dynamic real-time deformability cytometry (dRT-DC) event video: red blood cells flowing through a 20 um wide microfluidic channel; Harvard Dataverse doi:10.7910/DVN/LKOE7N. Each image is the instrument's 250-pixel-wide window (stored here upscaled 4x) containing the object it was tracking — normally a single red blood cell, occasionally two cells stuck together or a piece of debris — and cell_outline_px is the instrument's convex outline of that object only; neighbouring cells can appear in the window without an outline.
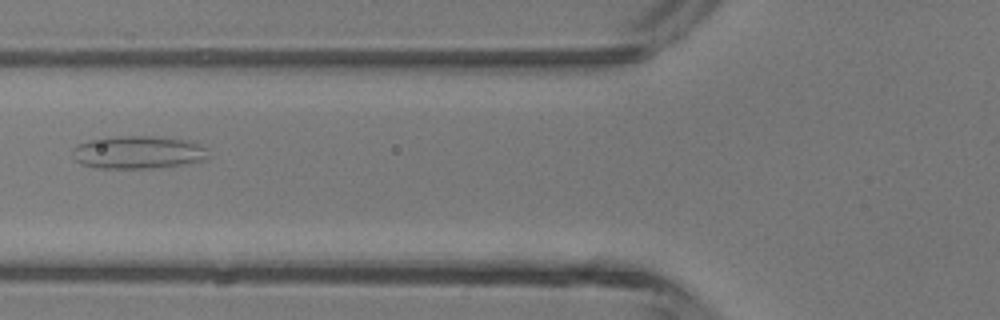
{"species": "common noctule bat (a hibernating species)", "species_latin": "Nyctalus noctula", "temperature_condition": "room temperature", "stored_images_in_passage": 6, "camera_frame_rate_fps": 3000, "um_per_image_px": 0.085, "animal": {"sex": "male", "body_mass_g": 13.3}, "frame": {"image": 1, "passage_image": 6, "time_ms": 1.667, "image_size_px": [1000, 320], "cell_outline_px": [[208, 156], [204, 160], [180, 164], [152, 168], [96, 168], [80, 164], [72, 156], [72, 148], [76, 144], [88, 140], [104, 136], [152, 136], [188, 140], [200, 144], [204, 148]], "centroid_in_image_um": [11.64, 12.93], "position_along_channel_um": 114.2, "area_um2": 26.18}}